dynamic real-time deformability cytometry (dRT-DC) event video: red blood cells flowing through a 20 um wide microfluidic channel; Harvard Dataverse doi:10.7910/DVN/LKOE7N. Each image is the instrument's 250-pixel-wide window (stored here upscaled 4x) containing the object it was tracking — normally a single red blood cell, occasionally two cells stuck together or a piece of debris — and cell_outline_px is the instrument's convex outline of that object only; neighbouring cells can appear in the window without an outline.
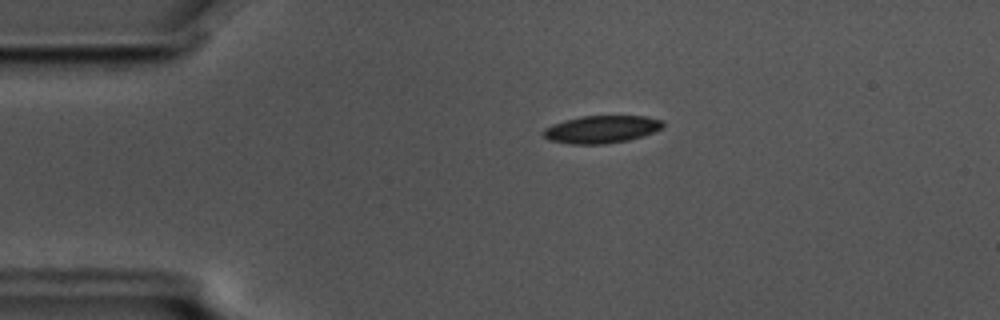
{"species": "common noctule bat (a hibernating species)", "species_latin": "Nyctalus noctula", "temperature_condition": "cold", "stored_images_in_passage": 53, "camera_frame_rate_fps": 3000, "um_per_image_px": 0.085, "animal": {"sex": "male", "body_mass_g": 17.5, "forearm_length_mm": 52.3}, "frame": {"image": 1, "passage_image": 8, "time_ms": 2.333, "image_size_px": [1000, 320], "cell_outline_px": [[664, 128], [628, 140], [604, 144], [568, 144], [548, 140], [544, 136], [544, 128], [552, 124], [564, 120], [580, 116], [648, 116], [664, 120]], "centroid_in_image_um": [51.13, 10.98], "position_along_channel_um": 33.9, "area_um2": 19.31}}
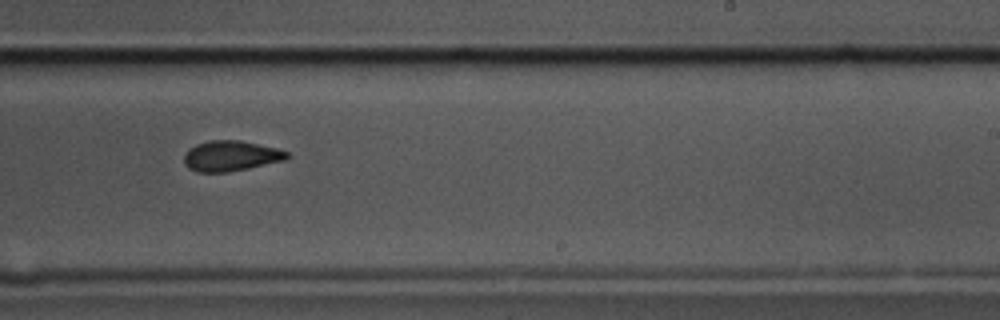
{"frame": {"image": 2, "passage_image": 31, "time_ms": 10.0, "image_size_px": [1000, 320], "cell_outline_px": [[292, 156], [284, 160], [248, 168], [228, 172], [196, 172], [188, 168], [184, 164], [184, 156], [188, 148], [196, 144], [208, 140], [240, 140], [276, 148], [288, 152]], "centroid_in_image_um": [19.59, 13.25], "position_along_channel_um": 269.4, "area_um2": 18.32}, "authors_computed_cell_mechanics": {"area_um2": 18.9584, "velocity_mm_per_s": 3.5708, "shape_relaxation_time_tau1_ms": 2.4662, "shape_relaxation_time_tau2_ms": 3.8974, "deformation_change_tau1": 0.1084, "deformation_change_tau2": 0.1092}}